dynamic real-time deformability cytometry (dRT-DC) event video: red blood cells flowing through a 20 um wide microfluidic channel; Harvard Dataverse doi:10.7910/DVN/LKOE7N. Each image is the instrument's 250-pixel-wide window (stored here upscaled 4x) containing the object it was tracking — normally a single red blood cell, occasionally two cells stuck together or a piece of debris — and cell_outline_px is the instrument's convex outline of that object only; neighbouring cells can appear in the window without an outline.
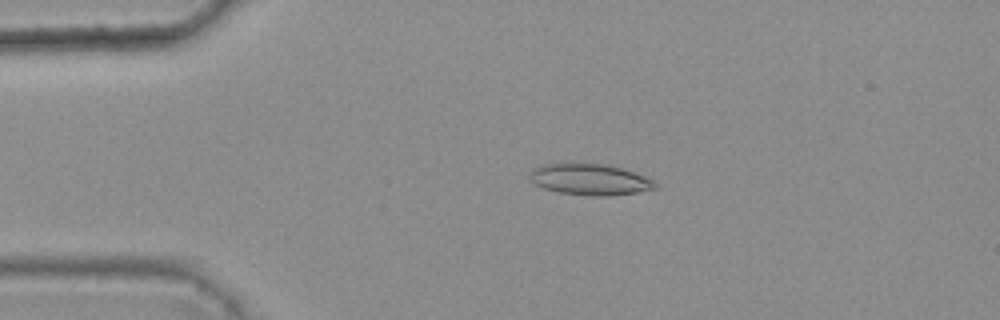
{"species": "common noctule bat (a hibernating species)", "species_latin": "Nyctalus noctula", "temperature_condition": "warm", "stored_images_in_passage": 4, "camera_frame_rate_fps": 3000, "um_per_image_px": 0.085, "animal": {"sex": "female", "body_mass_g": 25.1}, "frame": {"image": 1, "passage_image": 3, "time_ms": 0.667, "image_size_px": [1000, 320], "cell_outline_px": [[660, 188], [636, 192], [608, 196], [588, 196], [560, 192], [544, 188], [536, 184], [528, 176], [532, 168], [540, 164], [608, 164], [644, 176], [660, 184]], "centroid_in_image_um": [50.16, 15.26], "position_along_channel_um": 34.8, "area_um2": 22.72}}